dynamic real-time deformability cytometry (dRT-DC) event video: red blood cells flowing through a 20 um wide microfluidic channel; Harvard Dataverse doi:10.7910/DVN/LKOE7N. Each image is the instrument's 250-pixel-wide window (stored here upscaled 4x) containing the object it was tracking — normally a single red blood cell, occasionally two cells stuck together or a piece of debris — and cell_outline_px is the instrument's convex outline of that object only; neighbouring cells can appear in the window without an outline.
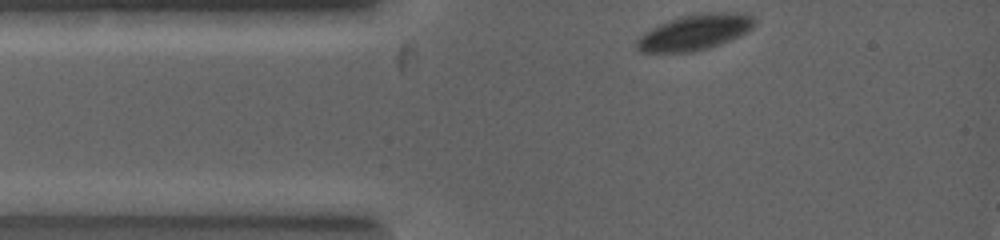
{"species": "common noctule bat (a hibernating species)", "species_latin": "Nyctalus noctula", "temperature_condition": "warm", "stored_images_in_passage": 15, "camera_frame_rate_fps": 5000, "um_per_image_px": 0.085, "animal": {"sex": "female", "body_mass_g": 19.0, "forearm_length_mm": 53.3}, "frame": {"image": 1, "passage_image": 1, "time_ms": 0.0, "image_size_px": [1000, 240], "cell_outline_px": [[756, 24], [748, 32], [728, 40], [704, 48], [688, 52], [644, 52], [636, 48], [636, 40], [644, 32], [668, 20], [684, 16], [708, 12], [744, 12], [752, 16], [756, 20]], "centroid_in_image_um": [59.08, 2.71], "position_along_channel_um": 25.9, "area_um2": 24.1}}
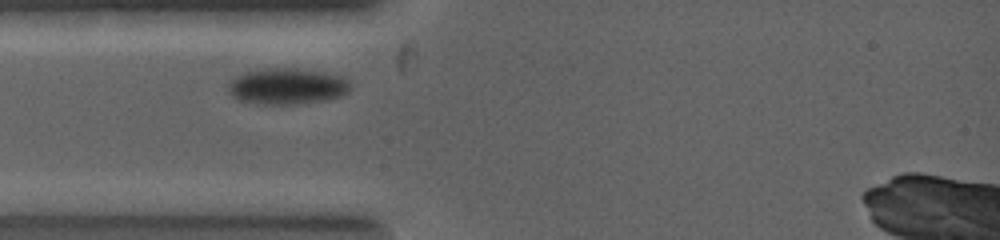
{"frame": {"image": 2, "passage_image": 7, "time_ms": 1.0, "image_size_px": [1000, 240], "cell_outline_px": [[348, 88], [340, 96], [316, 100], [244, 100], [236, 96], [232, 92], [228, 84], [236, 76], [244, 72], [260, 68], [296, 68], [324, 72], [340, 76], [348, 80]], "centroid_in_image_um": [24.42, 7.21], "position_along_channel_um": 60.6, "area_um2": 23.35}}